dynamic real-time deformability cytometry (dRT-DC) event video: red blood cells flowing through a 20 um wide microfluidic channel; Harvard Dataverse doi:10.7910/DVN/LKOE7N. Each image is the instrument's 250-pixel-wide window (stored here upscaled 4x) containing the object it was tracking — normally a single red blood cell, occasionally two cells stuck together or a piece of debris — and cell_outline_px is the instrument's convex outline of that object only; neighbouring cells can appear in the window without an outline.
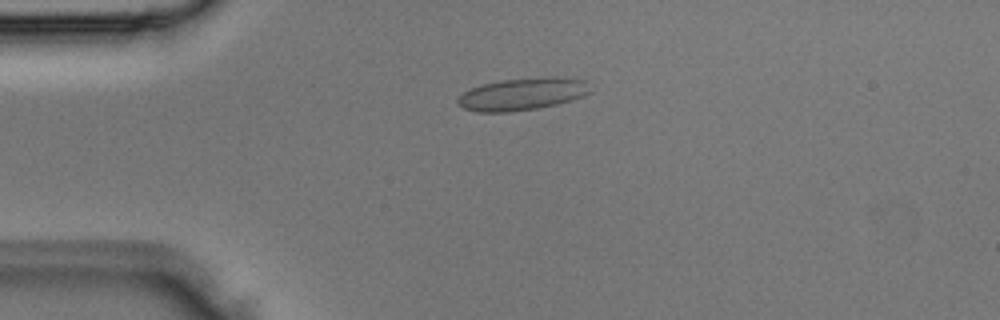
{"species": "Egyptian fruit bat (a non-hibernating species)", "species_latin": "Rousettus aegyptiacus", "temperature_condition": "room temperature", "stored_images_in_passage": 4, "camera_frame_rate_fps": 3000, "um_per_image_px": 0.085, "animal": {"sex": "male"}, "frame": {"image": 1, "passage_image": 3, "time_ms": 0.667, "image_size_px": [1000, 320], "cell_outline_px": [[592, 92], [584, 96], [572, 100], [556, 104], [536, 108], [508, 112], [476, 112], [464, 108], [456, 104], [456, 100], [464, 92], [480, 84], [500, 80], [548, 76], [588, 80]], "centroid_in_image_um": [44.43, 7.98], "position_along_channel_um": 40.6, "area_um2": 25.2}}